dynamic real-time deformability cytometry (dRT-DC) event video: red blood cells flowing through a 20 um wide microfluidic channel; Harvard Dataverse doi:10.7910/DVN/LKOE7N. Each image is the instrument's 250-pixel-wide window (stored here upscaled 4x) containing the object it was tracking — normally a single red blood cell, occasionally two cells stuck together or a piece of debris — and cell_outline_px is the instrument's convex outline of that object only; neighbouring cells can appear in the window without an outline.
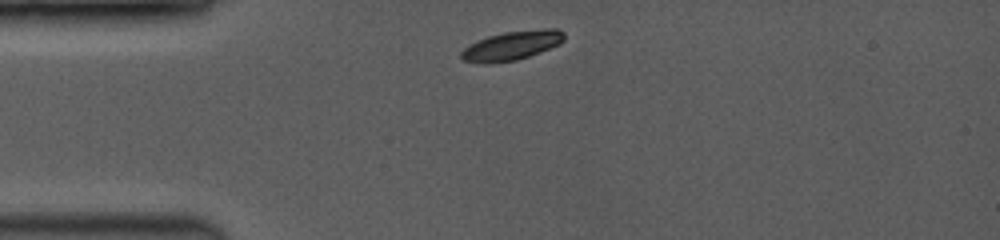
{"species": "common noctule bat (a hibernating species)", "species_latin": "Nyctalus noctula", "temperature_condition": "room temperature", "stored_images_in_passage": 16, "camera_frame_rate_fps": 3500, "um_per_image_px": 0.085, "animal": {"sex": "female", "body_mass_g": 19.0, "forearm_length_mm": 53.3}, "frame": {"image": 1, "passage_image": 1, "time_ms": 0.0, "image_size_px": [1000, 240], "cell_outline_px": [[564, 40], [560, 44], [528, 56], [516, 60], [464, 60], [460, 56], [460, 52], [464, 48], [488, 36], [504, 32], [548, 28], [556, 28], [564, 32]], "centroid_in_image_um": [43.62, 3.81], "position_along_channel_um": 41.4, "area_um2": 16.47}}
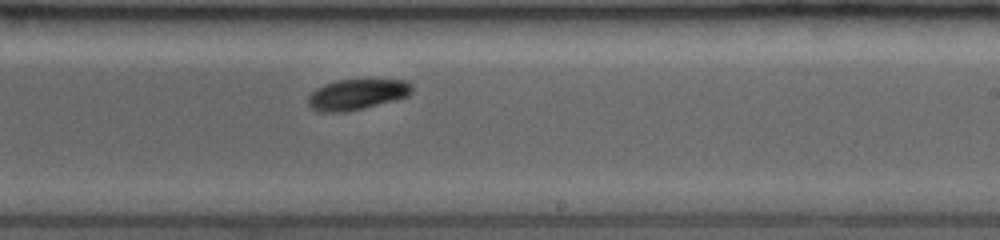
{"frame": {"image": 2, "passage_image": 7, "time_ms": 6.0, "image_size_px": [1000, 240], "cell_outline_px": [[412, 92], [408, 96], [396, 100], [364, 108], [344, 112], [320, 112], [312, 108], [308, 104], [308, 96], [316, 88], [324, 84], [336, 80], [408, 80], [412, 84]], "centroid_in_image_um": [30.35, 8.02], "position_along_channel_um": 258.6, "area_um2": 18.61}}
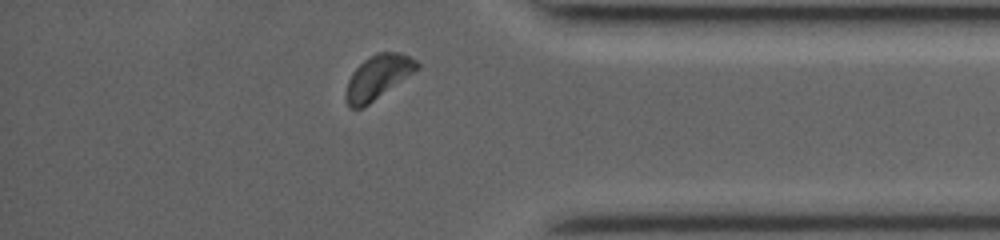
{"frame": {"image": 3, "passage_image": 14, "time_ms": 9.714, "image_size_px": [1000, 240], "cell_outline_px": [[420, 68], [364, 108], [348, 108], [344, 96], [344, 92], [348, 80], [352, 72], [364, 60], [376, 52], [400, 52], [416, 60], [420, 64]], "centroid_in_image_um": [32.1, 6.57], "position_along_channel_um": 403.1, "area_um2": 18.5}, "authors_computed_cell_mechanics": {"area_um2": 18.2648, "velocity_mm_per_s": 4.0494, "shape_relaxation_time_tau1_ms": null, "shape_relaxation_time_tau2_ms": 6.1512, "deformation_change_tau1": null, "deformation_change_tau2": 0.0824}}